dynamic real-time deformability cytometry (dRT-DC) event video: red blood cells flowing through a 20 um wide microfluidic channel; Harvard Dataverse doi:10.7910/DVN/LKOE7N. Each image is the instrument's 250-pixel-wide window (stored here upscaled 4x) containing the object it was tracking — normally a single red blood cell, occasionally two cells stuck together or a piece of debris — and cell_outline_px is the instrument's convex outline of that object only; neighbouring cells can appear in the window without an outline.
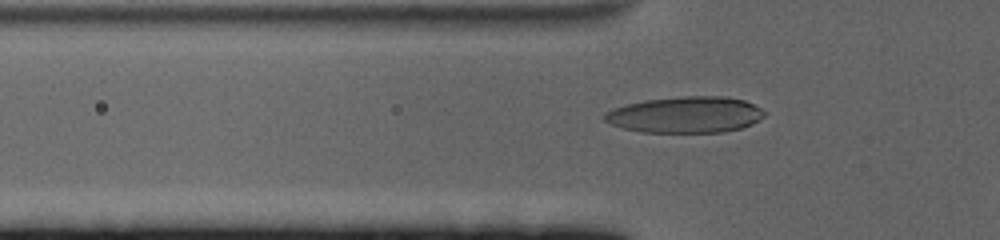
{"species": "human", "species_latin": "Homo sapiens", "temperature_condition": "cold", "stored_images_in_passage": 56, "camera_frame_rate_fps": 3000, "um_per_image_px": 0.085, "donor": {"sex": "female"}, "frame": {"image": 1, "passage_image": 21, "time_ms": 6.667, "image_size_px": [1000, 240], "cell_outline_px": [[768, 112], [760, 120], [752, 124], [740, 128], [724, 132], [640, 132], [624, 128], [612, 124], [604, 120], [604, 112], [612, 108], [644, 100], [684, 96], [724, 96], [744, 100]], "centroid_in_image_um": [58.28, 9.75], "position_along_channel_um": 67.5, "area_um2": 33.81}}
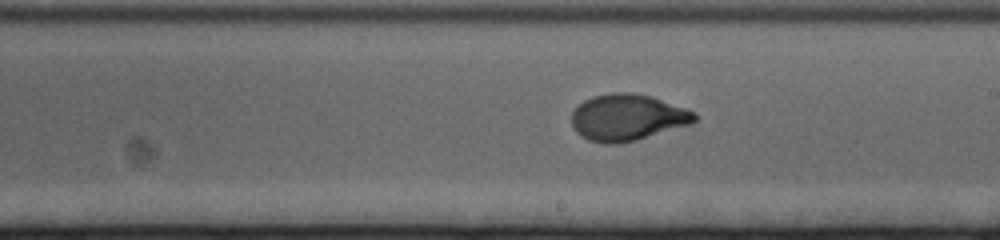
{"frame": {"image": 2, "passage_image": 36, "time_ms": 11.667, "image_size_px": [1000, 240], "cell_outline_px": [[696, 120], [692, 124], [636, 140], [616, 144], [604, 144], [588, 140], [580, 136], [576, 132], [572, 124], [572, 112], [584, 100], [592, 96], [612, 92], [632, 92], [652, 96], [688, 108], [696, 112]], "centroid_in_image_um": [53.35, 9.97], "position_along_channel_um": 235.6, "area_um2": 33.7}}
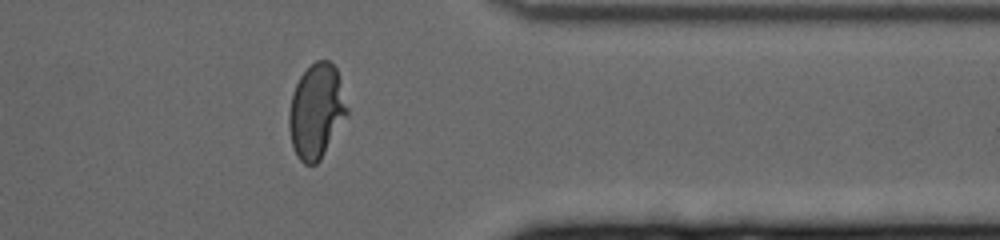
{"frame": {"image": 3, "passage_image": 50, "time_ms": 16.333, "image_size_px": [1000, 240], "cell_outline_px": [[348, 116], [320, 160], [316, 164], [304, 164], [296, 156], [292, 144], [288, 128], [288, 112], [292, 92], [300, 76], [316, 60], [328, 60], [336, 68], [340, 80], [348, 108]], "centroid_in_image_um": [26.89, 9.47], "position_along_channel_um": 384.5, "area_um2": 32.19}, "authors_computed_cell_mechanics": {"area_um2": 31.9634, "velocity_mm_per_s": 3.375, "shape_relaxation_time_tau1_ms": 4.6089, "shape_relaxation_time_tau2_ms": null, "deformation_change_tau1": 0.1982, "deformation_change_tau2": null}}